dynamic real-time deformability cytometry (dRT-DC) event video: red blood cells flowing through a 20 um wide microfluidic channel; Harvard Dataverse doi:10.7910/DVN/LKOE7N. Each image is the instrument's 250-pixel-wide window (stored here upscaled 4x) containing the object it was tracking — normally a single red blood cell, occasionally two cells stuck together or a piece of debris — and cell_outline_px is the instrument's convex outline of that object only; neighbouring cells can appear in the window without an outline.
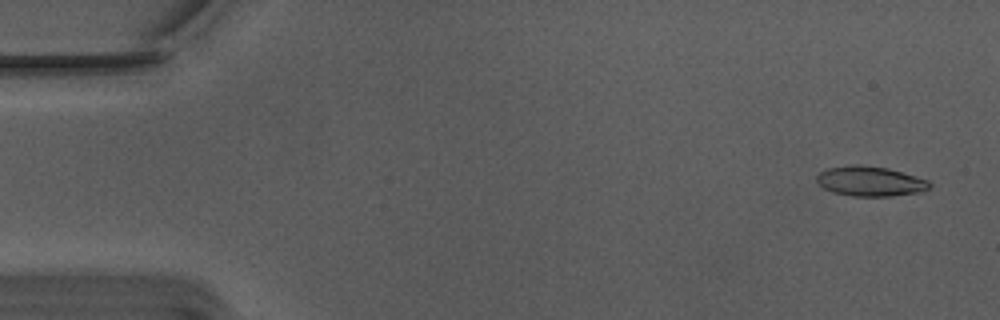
{"species": "Egyptian fruit bat (a non-hibernating species)", "species_latin": "Rousettus aegyptiacus", "temperature_condition": "warm", "stored_images_in_passage": 12, "camera_frame_rate_fps": 3000, "um_per_image_px": 0.085, "animal": {"sex": "male"}, "frame": {"image": 1, "passage_image": 3, "time_ms": 0.667, "image_size_px": [1000, 320], "cell_outline_px": [[932, 184], [928, 188], [920, 192], [888, 196], [852, 196], [832, 192], [824, 188], [816, 180], [816, 176], [820, 172], [828, 168], [852, 164], [856, 164], [888, 168], [928, 180]], "centroid_in_image_um": [73.94, 15.4], "position_along_channel_um": 11.1, "area_um2": 19.54}}